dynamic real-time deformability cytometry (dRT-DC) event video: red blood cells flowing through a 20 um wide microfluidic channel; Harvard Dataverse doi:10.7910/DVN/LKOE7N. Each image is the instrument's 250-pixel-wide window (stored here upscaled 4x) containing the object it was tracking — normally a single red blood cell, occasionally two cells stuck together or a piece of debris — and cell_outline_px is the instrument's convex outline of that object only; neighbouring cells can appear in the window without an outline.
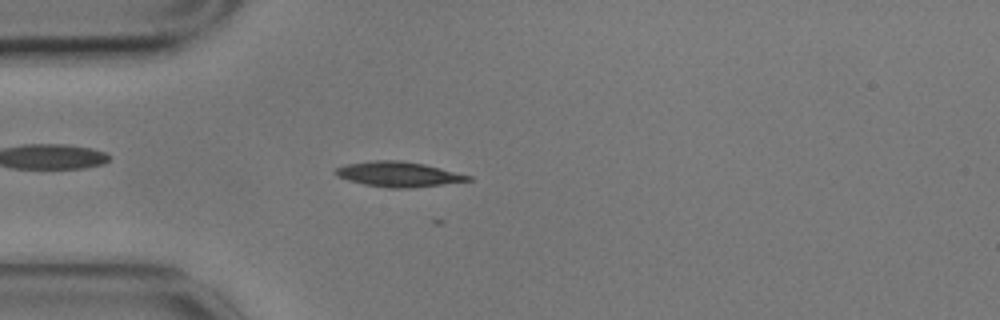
{"species": "common noctule bat (a hibernating species)", "species_latin": "Nyctalus noctula", "temperature_condition": "cold", "stored_images_in_passage": 34, "camera_frame_rate_fps": 3000, "um_per_image_px": 0.085, "animal": {"sex": "male", "body_mass_g": 17.9}, "frame": {"image": 1, "passage_image": 15, "time_ms": 4.667, "image_size_px": [1000, 320], "cell_outline_px": [[472, 180], [412, 188], [388, 188], [364, 184], [348, 180], [336, 176], [332, 172], [336, 168], [348, 164], [376, 160], [400, 160], [424, 164], [472, 176]], "centroid_in_image_um": [33.84, 14.81], "position_along_channel_um": 51.2, "area_um2": 19.25}}